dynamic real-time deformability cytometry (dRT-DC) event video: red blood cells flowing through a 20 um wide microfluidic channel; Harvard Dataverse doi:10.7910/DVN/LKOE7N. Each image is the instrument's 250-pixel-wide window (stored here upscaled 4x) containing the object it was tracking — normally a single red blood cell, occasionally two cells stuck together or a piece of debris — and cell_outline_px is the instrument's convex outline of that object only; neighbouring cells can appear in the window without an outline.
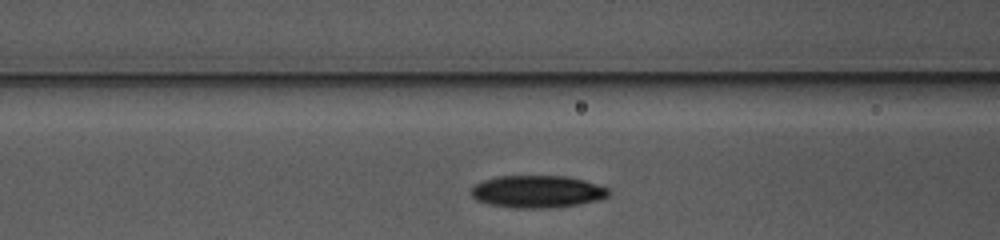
{"species": "common noctule bat (a hibernating species)", "species_latin": "Nyctalus noctula", "temperature_condition": "warm", "stored_images_in_passage": 24, "camera_frame_rate_fps": 3000, "um_per_image_px": 0.085, "animal": {"sex": "female", "body_mass_g": 10.0, "forearm_length_mm": 53.1}, "frame": {"image": 1, "passage_image": 5, "time_ms": 1.333, "image_size_px": [1000, 240], "cell_outline_px": [[608, 196], [600, 200], [580, 204], [552, 208], [512, 208], [488, 204], [476, 200], [468, 192], [476, 184], [484, 180], [496, 176], [564, 176], [584, 180], [608, 188]], "centroid_in_image_um": [45.64, 16.29], "position_along_channel_um": 121.0, "area_um2": 26.07}}
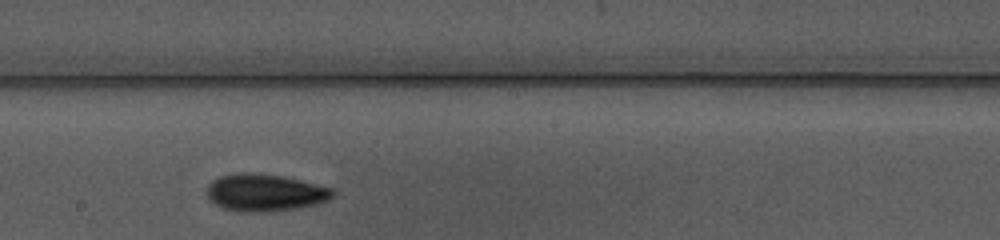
{"frame": {"image": 2, "passage_image": 13, "time_ms": 4.0, "image_size_px": [1000, 240], "cell_outline_px": [[332, 196], [328, 200], [316, 204], [296, 208], [256, 212], [224, 208], [216, 204], [204, 192], [204, 188], [212, 180], [220, 176], [240, 172], [244, 172], [280, 176], [300, 180], [332, 188]], "centroid_in_image_um": [22.47, 16.35], "position_along_channel_um": 225.7, "area_um2": 26.76}}
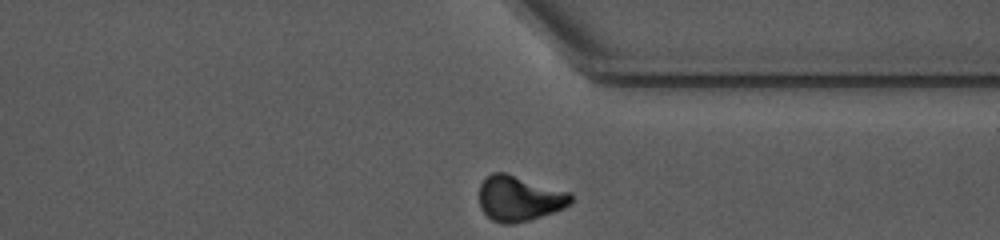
{"frame": {"image": 3, "passage_image": 24, "time_ms": 7.667, "image_size_px": [1000, 240], "cell_outline_px": [[572, 204], [564, 208], [528, 220], [512, 224], [504, 224], [492, 220], [480, 208], [480, 184], [492, 172], [504, 172], [572, 192]], "centroid_in_image_um": [44.16, 16.86], "position_along_channel_um": 367.2, "area_um2": 24.22}}